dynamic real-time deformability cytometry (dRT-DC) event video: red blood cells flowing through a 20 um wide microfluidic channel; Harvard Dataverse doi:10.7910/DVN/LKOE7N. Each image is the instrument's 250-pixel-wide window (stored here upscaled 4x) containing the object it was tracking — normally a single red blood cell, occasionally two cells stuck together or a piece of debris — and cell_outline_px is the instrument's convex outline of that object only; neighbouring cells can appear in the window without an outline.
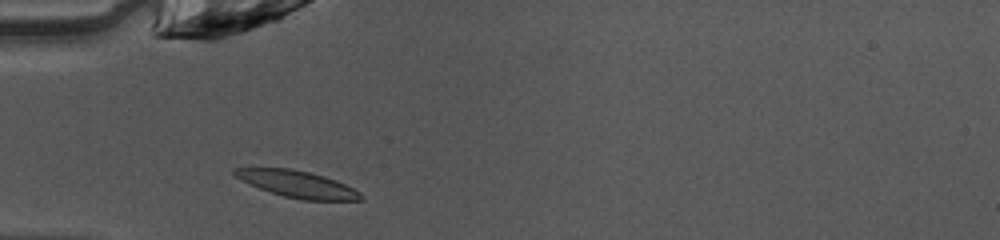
{"species": "common noctule bat (a hibernating species)", "species_latin": "Nyctalus noctula", "temperature_condition": "warm", "stored_images_in_passage": 36, "camera_frame_rate_fps": 3000, "um_per_image_px": 0.085, "animal": {"sex": "female", "body_mass_g": 10.0, "forearm_length_mm": 53.1}, "frame": {"image": 1, "passage_image": 2, "time_ms": 0.333, "image_size_px": [1000, 240], "cell_outline_px": [[364, 200], [304, 200], [284, 196], [260, 188], [236, 176], [232, 172], [232, 168], [288, 168], [308, 172], [324, 176], [336, 180], [360, 192], [364, 196]], "centroid_in_image_um": [25.32, 15.65], "position_along_channel_um": 59.7, "area_um2": 19.25}}
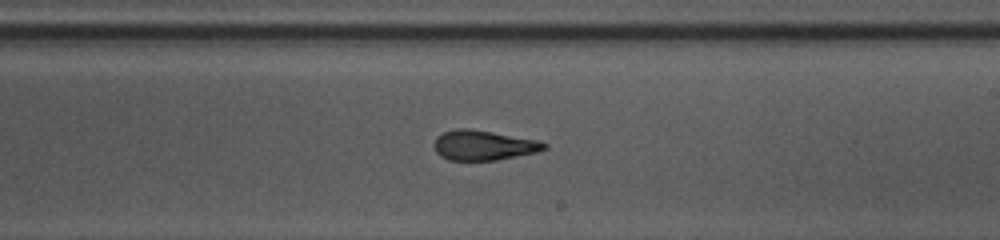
{"frame": {"image": 2, "passage_image": 16, "time_ms": 5.0, "image_size_px": [1000, 240], "cell_outline_px": [[548, 148], [540, 152], [496, 160], [448, 160], [440, 156], [436, 152], [432, 144], [436, 136], [444, 132], [456, 128], [468, 128], [540, 140], [548, 144]], "centroid_in_image_um": [41.11, 12.35], "position_along_channel_um": 247.9, "area_um2": 19.54}}
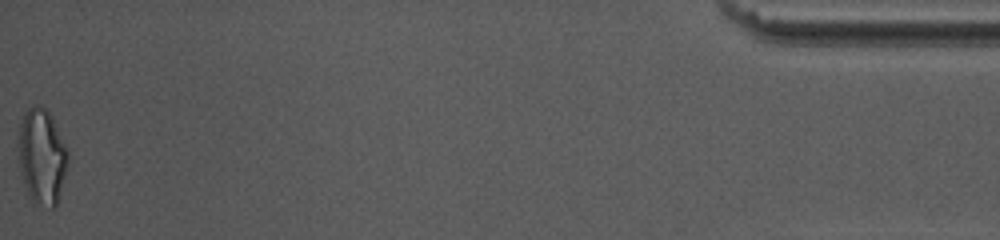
{"frame": {"image": 3, "passage_image": 36, "time_ms": 11.667, "image_size_px": [1000, 240], "cell_outline_px": [[68, 164], [56, 204], [52, 208], [32, 200], [28, 196], [24, 184], [20, 168], [20, 124], [24, 112], [32, 104], [40, 104], [52, 116], [68, 148]], "centroid_in_image_um": [3.58, 13.24], "position_along_channel_um": 431.6, "area_um2": 27.22}, "authors_computed_cell_mechanics": {"area_um2": 19.5075, "velocity_mm_per_s": 4.0986, "shape_relaxation_time_tau1_ms": 8.6858, "shape_relaxation_time_tau2_ms": 2.2737, "deformation_change_tau1": 0.2971, "deformation_change_tau2": 0.09}}